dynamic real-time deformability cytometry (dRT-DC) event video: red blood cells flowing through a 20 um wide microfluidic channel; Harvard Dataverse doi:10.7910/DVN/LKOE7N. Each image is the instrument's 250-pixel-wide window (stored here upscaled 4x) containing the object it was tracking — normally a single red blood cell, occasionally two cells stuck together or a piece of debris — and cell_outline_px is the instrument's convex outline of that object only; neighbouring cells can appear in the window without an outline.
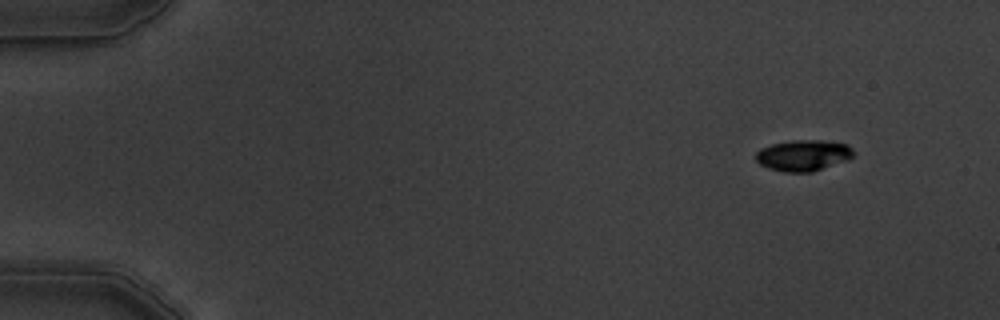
{"species": "common noctule bat (a hibernating species)", "species_latin": "Nyctalus noctula", "temperature_condition": "warm", "stored_images_in_passage": 9, "camera_frame_rate_fps": 3000, "um_per_image_px": 0.085, "animal": {"sex": "male", "body_mass_g": 19.5, "forearm_length_mm": 54.6}, "frame": {"image": 1, "passage_image": 1, "time_ms": 0.0, "image_size_px": [1000, 320], "cell_outline_px": [[852, 156], [848, 160], [812, 172], [784, 172], [768, 168], [760, 164], [756, 160], [756, 152], [760, 148], [772, 144], [792, 140], [824, 140], [848, 144], [852, 148]], "centroid_in_image_um": [68.27, 13.2], "position_along_channel_um": 16.7, "area_um2": 17.74}}